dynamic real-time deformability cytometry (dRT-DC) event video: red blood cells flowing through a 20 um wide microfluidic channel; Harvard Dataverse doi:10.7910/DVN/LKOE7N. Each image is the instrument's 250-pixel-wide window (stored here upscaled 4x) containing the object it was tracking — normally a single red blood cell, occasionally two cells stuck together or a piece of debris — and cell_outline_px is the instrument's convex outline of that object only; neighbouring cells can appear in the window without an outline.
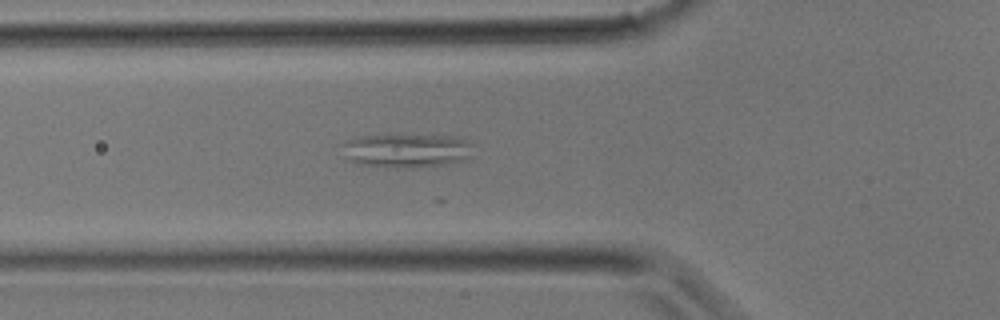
{"species": "common noctule bat (a hibernating species)", "species_latin": "Nyctalus noctula", "temperature_condition": "room temperature", "stored_images_in_passage": 21, "camera_frame_rate_fps": 3000, "um_per_image_px": 0.085, "animal": {"sex": "male", "body_mass_g": 17.9}, "frame": {"image": 1, "passage_image": 10, "time_ms": 3.0, "image_size_px": [1000, 320], "cell_outline_px": [[476, 144], [472, 156], [468, 160], [448, 164], [416, 168], [388, 168], [356, 164], [344, 156], [340, 144], [344, 140], [360, 136], [400, 132], [456, 136], [468, 140]], "centroid_in_image_um": [34.6, 12.76], "position_along_channel_um": 91.2, "area_um2": 28.09}}
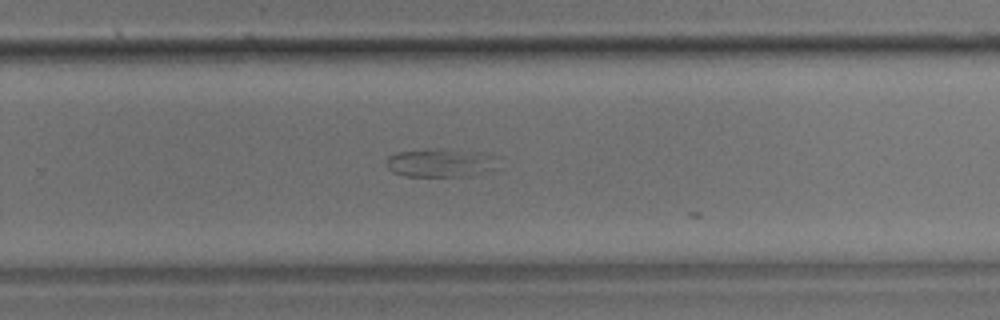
{"frame": {"image": 2, "passage_image": 20, "time_ms": 6.333, "image_size_px": [1000, 320], "cell_outline_px": [[496, 168], [480, 172], [460, 176], [404, 176], [392, 172], [388, 168], [384, 160], [388, 156], [396, 152], [428, 148], [480, 152], [496, 156]], "centroid_in_image_um": [37.35, 13.82], "position_along_channel_um": 292.5, "area_um2": 18.44}}